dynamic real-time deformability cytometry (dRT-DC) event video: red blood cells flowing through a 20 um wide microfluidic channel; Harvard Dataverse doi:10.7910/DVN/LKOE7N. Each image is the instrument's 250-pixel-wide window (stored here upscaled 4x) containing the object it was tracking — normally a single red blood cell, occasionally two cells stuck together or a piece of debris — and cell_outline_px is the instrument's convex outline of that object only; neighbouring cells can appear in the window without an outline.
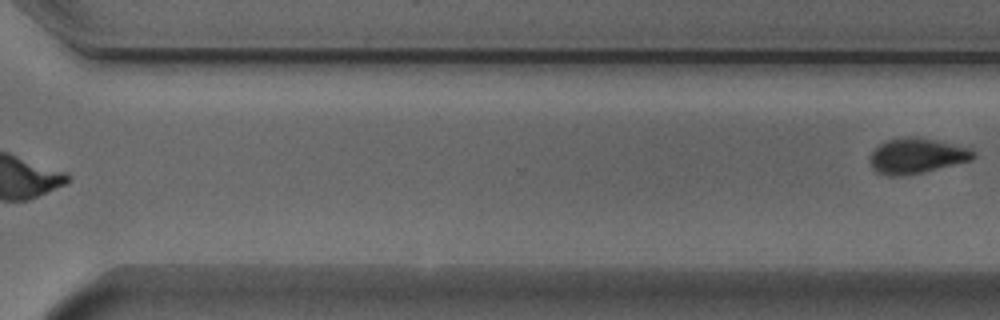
{"species": "Egyptian fruit bat (a non-hibernating species)", "species_latin": "Rousettus aegyptiacus", "temperature_condition": "cold", "stored_images_in_passage": 11, "segment_of_instrument_passage": [2, 2], "camera_frame_rate_fps": 3000, "um_per_image_px": 0.085, "animal": {"sex": "male"}, "frame": {"image": 1, "passage_image": 11, "time_ms": 3.333, "image_size_px": [1000, 320], "cell_outline_px": [[976, 156], [972, 160], [920, 172], [900, 176], [888, 176], [876, 172], [872, 168], [868, 160], [868, 156], [880, 144], [888, 140], [908, 136], [936, 140], [972, 148], [976, 152]], "centroid_in_image_um": [77.91, 13.24], "position_along_channel_um": 292.7, "area_um2": 21.21}}